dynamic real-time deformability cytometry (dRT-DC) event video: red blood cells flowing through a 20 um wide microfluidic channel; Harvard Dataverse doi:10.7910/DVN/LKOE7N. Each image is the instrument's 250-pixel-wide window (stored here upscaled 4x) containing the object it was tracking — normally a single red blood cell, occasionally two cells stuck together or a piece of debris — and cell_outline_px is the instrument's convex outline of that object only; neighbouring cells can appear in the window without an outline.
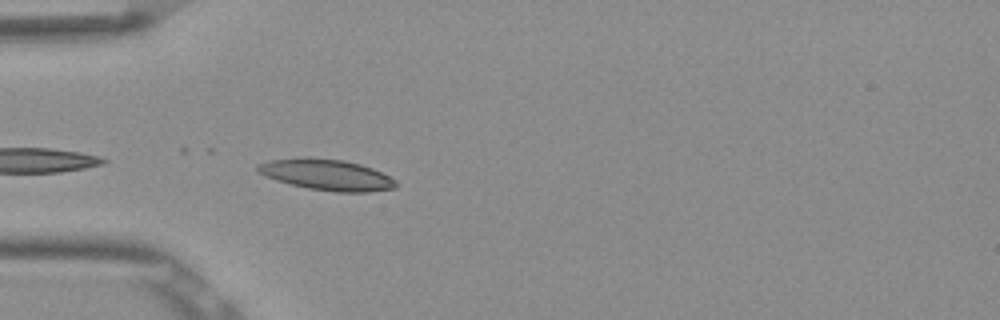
{"species": "Egyptian fruit bat (a non-hibernating species)", "species_latin": "Rousettus aegyptiacus", "temperature_condition": "room temperature", "stored_images_in_passage": 5, "camera_frame_rate_fps": 3000, "um_per_image_px": 0.085, "frame": {"image": 1, "passage_image": 2, "time_ms": 0.333, "image_size_px": [1000, 320], "cell_outline_px": [[396, 188], [368, 192], [336, 192], [308, 188], [288, 184], [264, 176], [256, 172], [256, 164], [272, 160], [304, 156], [308, 156], [344, 160], [360, 164], [372, 168], [396, 180]], "centroid_in_image_um": [27.72, 14.84], "position_along_channel_um": 57.3, "area_um2": 25.26}}